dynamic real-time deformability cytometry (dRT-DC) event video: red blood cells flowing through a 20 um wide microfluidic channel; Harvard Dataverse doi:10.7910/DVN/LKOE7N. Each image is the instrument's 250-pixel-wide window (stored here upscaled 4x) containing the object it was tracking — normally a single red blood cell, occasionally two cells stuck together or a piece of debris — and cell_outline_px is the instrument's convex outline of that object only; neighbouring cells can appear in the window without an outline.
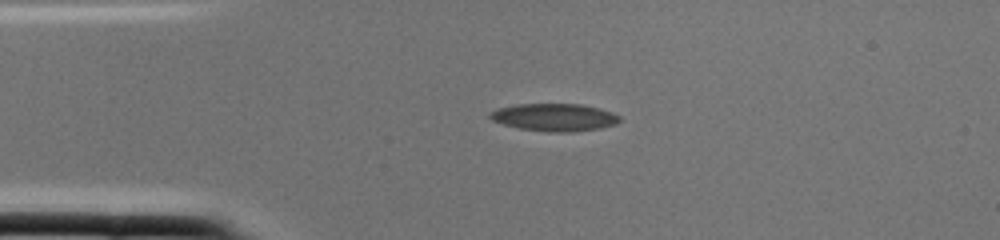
{"species": "common noctule bat (a hibernating species)", "species_latin": "Nyctalus noctula", "temperature_condition": "cold", "stored_images_in_passage": 1, "camera_frame_rate_fps": 3000, "um_per_image_px": 0.085, "animal": {"sex": "female", "body_mass_g": 22.0, "forearm_length_mm": 56.7}, "frame": {"image": 1, "passage_image": 1, "time_ms": 0.0, "image_size_px": [1000, 240], "cell_outline_px": [[620, 120], [616, 124], [600, 128], [572, 132], [548, 132], [520, 128], [504, 124], [492, 120], [488, 116], [488, 112], [496, 108], [516, 104], [580, 104], [600, 108], [612, 112], [620, 116]], "centroid_in_image_um": [47.11, 9.96], "position_along_channel_um": 37.9, "area_um2": 20.92}}